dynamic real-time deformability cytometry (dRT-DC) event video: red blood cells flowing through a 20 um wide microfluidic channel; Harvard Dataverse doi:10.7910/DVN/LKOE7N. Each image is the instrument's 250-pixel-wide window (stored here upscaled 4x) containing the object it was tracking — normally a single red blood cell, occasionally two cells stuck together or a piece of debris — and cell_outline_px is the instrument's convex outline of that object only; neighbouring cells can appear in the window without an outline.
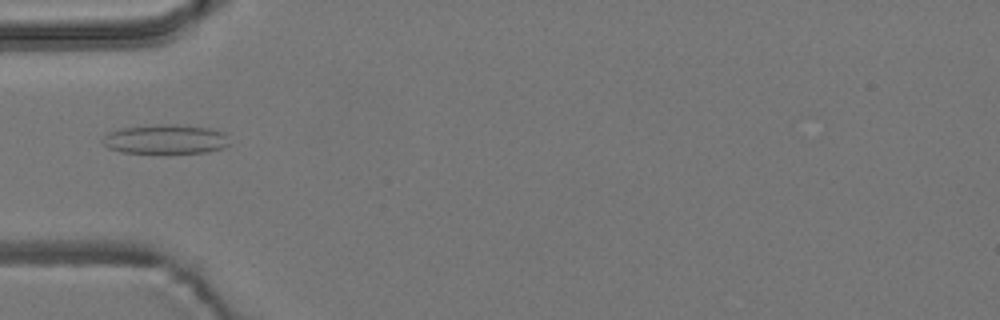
{"species": "common noctule bat (a hibernating species)", "species_latin": "Nyctalus noctula", "temperature_condition": "room temperature", "stored_images_in_passage": 5, "camera_frame_rate_fps": 3000, "um_per_image_px": 0.085, "animal": {"sex": "male", "body_mass_g": 19.2, "forearm_length_mm": 51.8}, "frame": {"image": 1, "passage_image": 5, "time_ms": 5.667, "image_size_px": [1000, 320], "cell_outline_px": [[228, 144], [220, 148], [208, 152], [164, 156], [120, 152], [108, 148], [100, 140], [108, 132], [120, 128], [152, 124], [176, 124], [208, 128], [224, 132]], "centroid_in_image_um": [13.99, 11.88], "position_along_channel_um": 71.0, "area_um2": 22.77}}